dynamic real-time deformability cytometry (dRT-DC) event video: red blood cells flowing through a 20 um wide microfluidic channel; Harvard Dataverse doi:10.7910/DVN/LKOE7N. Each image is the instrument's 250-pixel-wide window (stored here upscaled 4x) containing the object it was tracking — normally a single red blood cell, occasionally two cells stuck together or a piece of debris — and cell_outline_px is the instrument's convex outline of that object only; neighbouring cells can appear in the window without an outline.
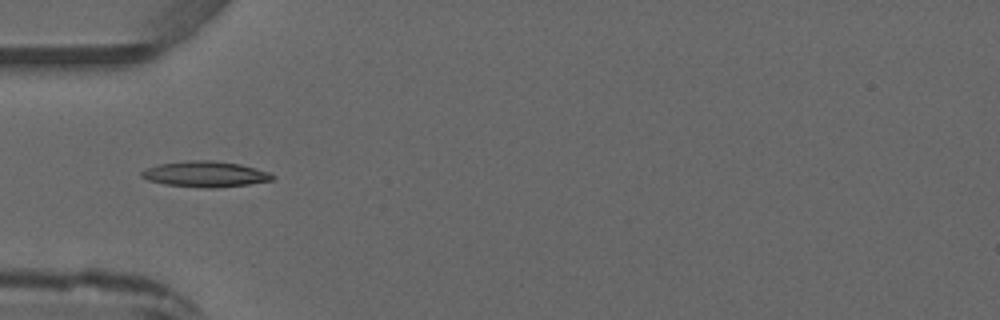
{"species": "common noctule bat (a hibernating species)", "species_latin": "Nyctalus noctula", "temperature_condition": "warm", "stored_images_in_passage": 4, "camera_frame_rate_fps": 3000, "um_per_image_px": 0.085, "animal": {"sex": "male", "forearm_length_mm": 52.5}, "frame": {"image": 1, "passage_image": 4, "time_ms": 4.333, "image_size_px": [1000, 320], "cell_outline_px": [[276, 176], [272, 180], [248, 184], [212, 188], [204, 188], [164, 184], [148, 180], [140, 176], [140, 172], [144, 168], [160, 164], [188, 160], [212, 160], [240, 164], [268, 172]], "centroid_in_image_um": [17.41, 14.79], "position_along_channel_um": 67.6, "area_um2": 19.59}}